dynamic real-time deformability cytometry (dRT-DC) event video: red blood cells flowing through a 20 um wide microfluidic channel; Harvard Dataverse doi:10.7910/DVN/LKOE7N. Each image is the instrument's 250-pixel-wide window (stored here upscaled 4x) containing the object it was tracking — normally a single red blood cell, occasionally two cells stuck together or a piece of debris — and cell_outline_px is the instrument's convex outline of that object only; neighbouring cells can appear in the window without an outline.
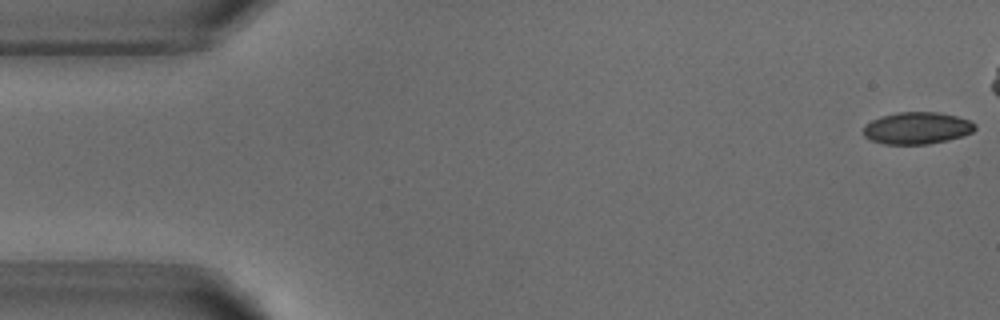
{"species": "common noctule bat (a hibernating species)", "species_latin": "Nyctalus noctula", "temperature_condition": "warm", "stored_images_in_passage": 6, "camera_frame_rate_fps": 3000, "um_per_image_px": 0.085, "animal": {"sex": "male", "body_mass_g": 18.8}, "frame": {"image": 1, "passage_image": 1, "time_ms": 0.0, "image_size_px": [1000, 320], "cell_outline_px": [[976, 128], [972, 132], [948, 140], [928, 144], [884, 144], [872, 140], [864, 136], [864, 124], [880, 116], [896, 112], [940, 112], [956, 116], [968, 120], [976, 124]], "centroid_in_image_um": [77.93, 10.88], "position_along_channel_um": 7.1, "area_um2": 20.81}}